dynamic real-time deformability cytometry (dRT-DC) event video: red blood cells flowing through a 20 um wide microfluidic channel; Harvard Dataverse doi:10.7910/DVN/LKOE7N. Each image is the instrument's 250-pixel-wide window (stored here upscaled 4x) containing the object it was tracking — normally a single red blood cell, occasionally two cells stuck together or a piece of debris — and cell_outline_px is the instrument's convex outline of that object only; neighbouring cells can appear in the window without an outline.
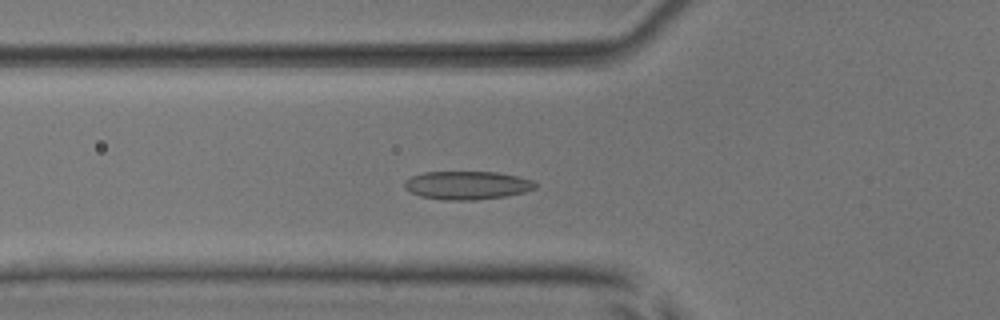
{"species": "common noctule bat (a hibernating species)", "species_latin": "Nyctalus noctula", "temperature_condition": "room temperature", "stored_images_in_passage": 53, "camera_frame_rate_fps": 3000, "um_per_image_px": 0.085, "animal": {"sex": "male", "body_mass_g": 17.9, "forearm_length_mm": 54.2}, "frame": {"image": 1, "passage_image": 19, "time_ms": 6.0, "image_size_px": [1000, 320], "cell_outline_px": [[536, 188], [524, 192], [504, 196], [476, 200], [444, 200], [420, 196], [404, 188], [404, 180], [412, 176], [424, 172], [496, 172], [516, 176], [532, 180], [536, 184]], "centroid_in_image_um": [39.68, 15.75], "position_along_channel_um": 86.1, "area_um2": 21.5}}
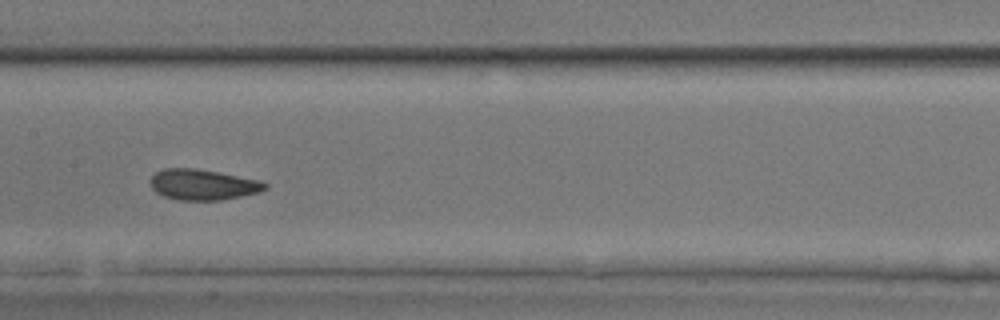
{"frame": {"image": 2, "passage_image": 27, "time_ms": 8.667, "image_size_px": [1000, 320], "cell_outline_px": [[268, 188], [260, 192], [224, 200], [180, 200], [164, 196], [156, 192], [152, 188], [148, 180], [156, 172], [164, 168], [196, 168], [260, 180], [268, 184]], "centroid_in_image_um": [17.25, 15.69], "position_along_channel_um": 190.2, "area_um2": 20.63}}
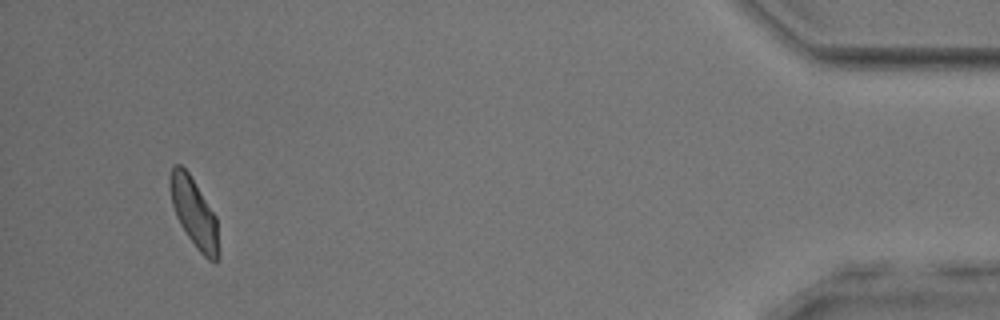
{"frame": {"image": 3, "passage_image": 50, "time_ms": 16.333, "image_size_px": [1000, 320], "cell_outline_px": [[220, 256], [216, 264], [208, 260], [196, 248], [180, 224], [176, 216], [172, 204], [168, 184], [168, 180], [172, 168], [176, 164], [180, 164], [188, 172], [216, 216], [220, 252]], "centroid_in_image_um": [16.51, 18.13], "position_along_channel_um": 418.7, "area_um2": 19.71}, "authors_computed_cell_mechanics": {"area_um2": 20.4612, "velocity_mm_per_s": 3.9065, "shape_relaxation_time_tau1_ms": 3.3263, "shape_relaxation_time_tau2_ms": 2.0911, "deformation_change_tau1": 0.1007, "deformation_change_tau2": 0.0657}}